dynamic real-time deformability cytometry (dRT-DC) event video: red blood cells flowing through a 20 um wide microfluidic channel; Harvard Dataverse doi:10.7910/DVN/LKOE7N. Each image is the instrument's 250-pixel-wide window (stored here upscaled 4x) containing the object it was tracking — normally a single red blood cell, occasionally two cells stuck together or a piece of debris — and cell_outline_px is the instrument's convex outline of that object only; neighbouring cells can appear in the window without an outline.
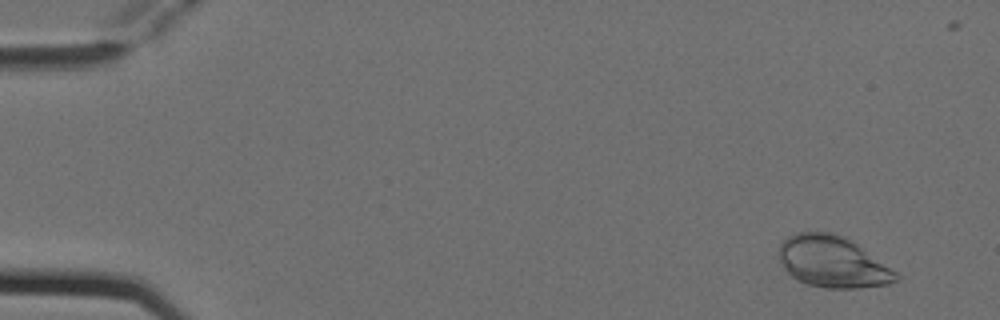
{"species": "Egyptian fruit bat (a non-hibernating species)", "species_latin": "Rousettus aegyptiacus", "temperature_condition": "cold", "stored_images_in_passage": 5, "camera_frame_rate_fps": 3000, "um_per_image_px": 0.085, "animal": {"sex": "female"}, "frame": {"image": 1, "passage_image": 1, "time_ms": 0.0, "image_size_px": [1000, 320], "cell_outline_px": [[900, 280], [888, 284], [856, 288], [824, 288], [808, 284], [792, 276], [784, 268], [776, 252], [780, 244], [788, 236], [796, 232], [832, 232], [844, 236], [852, 240], [896, 272], [900, 276]], "centroid_in_image_um": [70.76, 22.24], "position_along_channel_um": 14.2, "area_um2": 35.08}}